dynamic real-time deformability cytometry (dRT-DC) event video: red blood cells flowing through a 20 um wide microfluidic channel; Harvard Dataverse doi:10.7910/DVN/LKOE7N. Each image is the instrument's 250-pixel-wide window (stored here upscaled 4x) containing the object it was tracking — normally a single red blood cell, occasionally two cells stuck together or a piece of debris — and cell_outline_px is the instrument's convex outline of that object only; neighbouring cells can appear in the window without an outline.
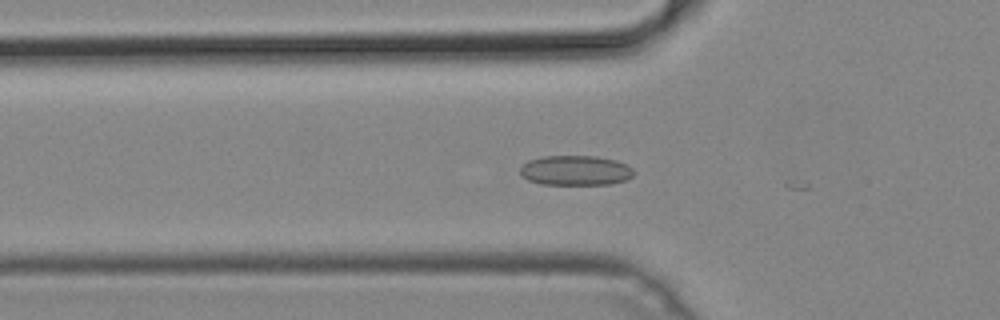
{"species": "common noctule bat (a hibernating species)", "species_latin": "Nyctalus noctula", "temperature_condition": "cold", "stored_images_in_passage": 14, "camera_frame_rate_fps": 3000, "um_per_image_px": 0.085, "animal": {"sex": "male", "body_mass_g": 19.2, "forearm_length_mm": 51.8}, "frame": {"image": 1, "passage_image": 13, "time_ms": 4.0, "image_size_px": [1000, 320], "cell_outline_px": [[636, 172], [628, 180], [612, 184], [540, 184], [528, 180], [520, 176], [520, 168], [528, 160], [544, 156], [596, 156], [616, 160], [628, 164]], "centroid_in_image_um": [48.95, 14.49], "position_along_channel_um": 76.9, "area_um2": 20.06}}